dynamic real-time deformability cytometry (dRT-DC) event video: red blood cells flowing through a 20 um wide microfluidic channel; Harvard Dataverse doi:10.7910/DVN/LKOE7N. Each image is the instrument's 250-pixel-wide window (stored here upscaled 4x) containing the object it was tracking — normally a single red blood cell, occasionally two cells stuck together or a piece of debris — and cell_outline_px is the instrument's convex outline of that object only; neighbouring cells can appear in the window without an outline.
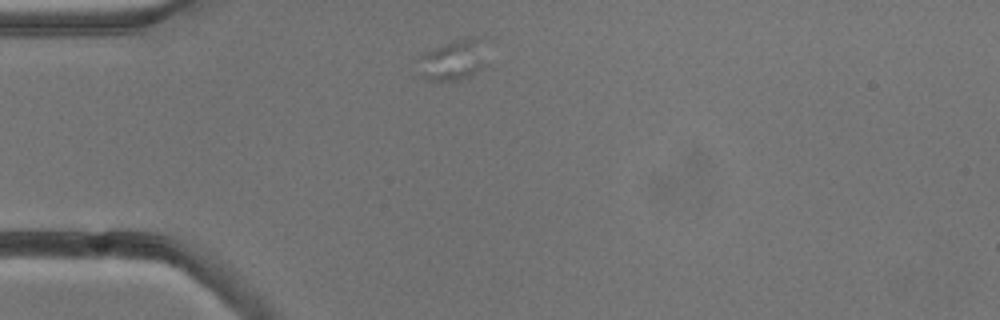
{"species": "common noctule bat (a hibernating species)", "species_latin": "Nyctalus noctula", "temperature_condition": "cold", "stored_images_in_passage": 3, "camera_frame_rate_fps": 3000, "um_per_image_px": 0.085, "animal": {"sex": "male", "body_mass_g": 13.3}, "frame": {"image": 1, "passage_image": 1, "time_ms": 0.0, "image_size_px": [1000, 320], "cell_outline_px": [[488, 64], [468, 76], [452, 80], [424, 80], [420, 76], [420, 56], [452, 40], [464, 36], [476, 40]], "centroid_in_image_um": [38.47, 5.13], "position_along_channel_um": 46.5, "area_um2": 15.37}}
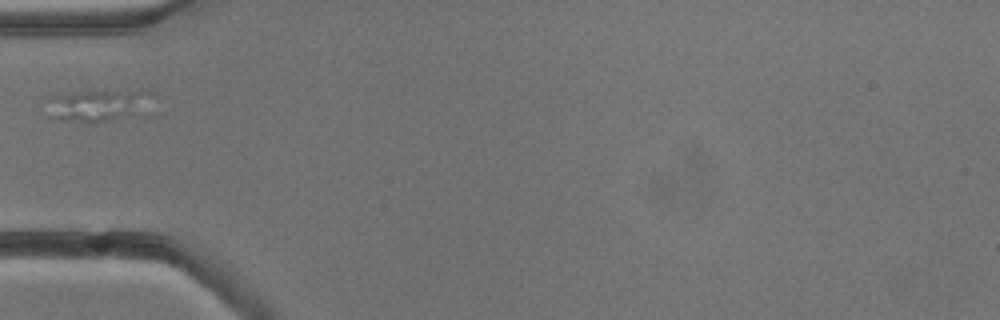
{"frame": {"image": 2, "passage_image": 2, "time_ms": 1.333, "image_size_px": [1000, 320], "cell_outline_px": [[140, 92], [128, 112], [112, 120], [96, 124], [60, 120], [48, 116], [44, 100], [48, 96], [88, 88]], "centroid_in_image_um": [7.66, 8.94], "position_along_channel_um": 77.3, "area_um2": 18.21}}